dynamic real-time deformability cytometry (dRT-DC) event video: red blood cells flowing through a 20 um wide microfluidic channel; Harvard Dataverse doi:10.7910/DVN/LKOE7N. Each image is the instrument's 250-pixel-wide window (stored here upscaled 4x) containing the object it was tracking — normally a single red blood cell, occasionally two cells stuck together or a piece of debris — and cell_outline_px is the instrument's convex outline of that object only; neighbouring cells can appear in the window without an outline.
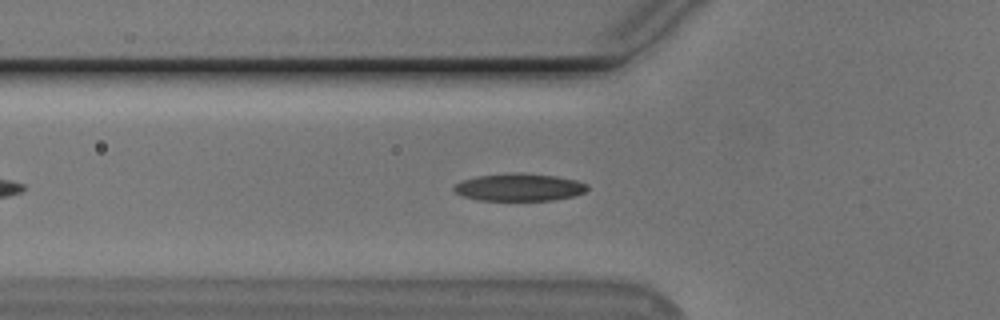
{"species": "Egyptian fruit bat (a non-hibernating species)", "species_latin": "Rousettus aegyptiacus", "temperature_condition": "cold", "stored_images_in_passage": 43, "camera_frame_rate_fps": 3000, "um_per_image_px": 0.085, "animal": {"sex": "male"}, "frame": {"image": 1, "passage_image": 10, "time_ms": 3.0, "image_size_px": [1000, 320], "cell_outline_px": [[588, 188], [584, 192], [572, 196], [552, 200], [480, 200], [464, 196], [456, 192], [452, 188], [460, 180], [476, 176], [516, 172], [556, 176], [576, 180], [588, 184]], "centroid_in_image_um": [44.12, 15.9], "position_along_channel_um": 81.7, "area_um2": 21.27}}
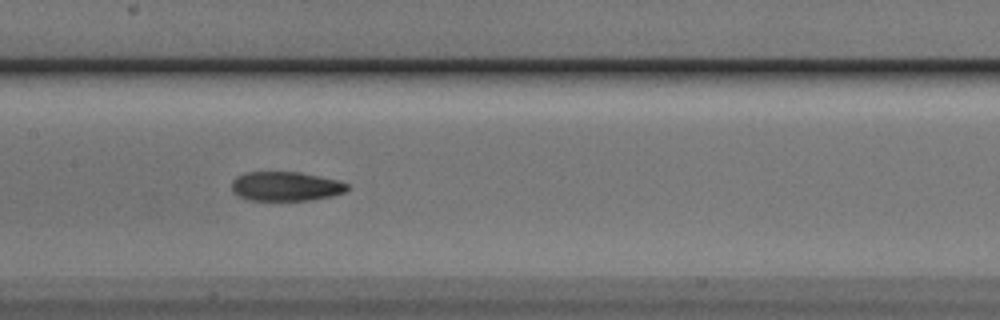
{"frame": {"image": 2, "passage_image": 18, "time_ms": 5.667, "image_size_px": [1000, 320], "cell_outline_px": [[348, 188], [344, 192], [332, 196], [312, 200], [248, 200], [232, 192], [232, 180], [236, 176], [244, 172], [300, 172], [336, 180], [348, 184]], "centroid_in_image_um": [24.25, 15.83], "position_along_channel_um": 183.1, "area_um2": 19.71}}
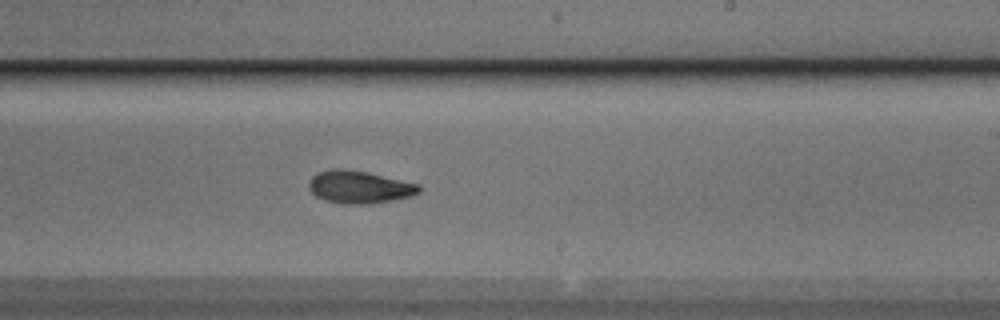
{"frame": {"image": 3, "passage_image": 24, "time_ms": 7.667, "image_size_px": [1000, 320], "cell_outline_px": [[420, 192], [412, 196], [392, 200], [368, 204], [344, 204], [324, 200], [316, 196], [308, 188], [308, 180], [316, 172], [332, 168], [344, 168], [368, 172], [420, 184]], "centroid_in_image_um": [30.51, 15.88], "position_along_channel_um": 258.5, "area_um2": 21.21}, "authors_computed_cell_mechanics": {"area_um2": 20.5768, "velocity_mm_per_s": 3.7893, "shape_relaxation_time_tau1_ms": 5.8892, "shape_relaxation_time_tau2_ms": 5.8575, "deformation_change_tau1": 0.1736, "deformation_change_tau2": 0.1092}}